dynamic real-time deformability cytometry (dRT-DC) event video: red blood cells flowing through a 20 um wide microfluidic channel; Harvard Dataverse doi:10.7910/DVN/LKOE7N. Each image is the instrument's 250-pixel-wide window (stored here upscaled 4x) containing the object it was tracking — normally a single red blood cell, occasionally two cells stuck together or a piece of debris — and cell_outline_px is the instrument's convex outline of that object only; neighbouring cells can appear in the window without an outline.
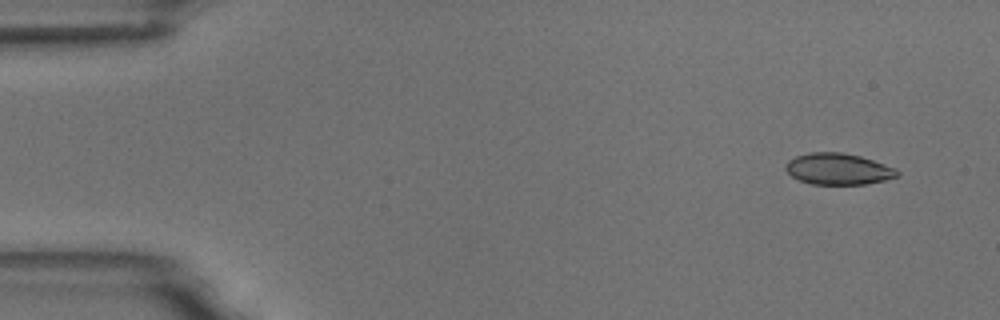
{"species": "common noctule bat (a hibernating species)", "species_latin": "Nyctalus noctula", "temperature_condition": "room temperature", "stored_images_in_passage": 9, "camera_frame_rate_fps": 3000, "um_per_image_px": 0.085, "animal": {"sex": "male", "body_mass_g": 18.8}, "frame": {"image": 1, "passage_image": 1, "time_ms": 0.0, "image_size_px": [1000, 320], "cell_outline_px": [[900, 176], [884, 180], [864, 184], [812, 184], [800, 180], [792, 176], [784, 168], [784, 164], [788, 160], [796, 156], [808, 152], [840, 152], [860, 156], [896, 168], [900, 172]], "centroid_in_image_um": [71.24, 14.36], "position_along_channel_um": 13.8, "area_um2": 20.4}}
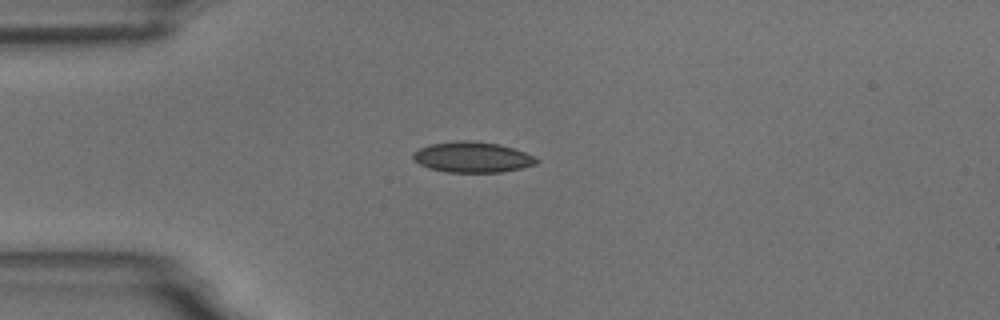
{"frame": {"image": 2, "passage_image": 4, "time_ms": 3.333, "image_size_px": [1000, 320], "cell_outline_px": [[540, 160], [536, 164], [520, 168], [500, 172], [448, 172], [428, 168], [420, 164], [412, 156], [412, 152], [428, 144], [456, 140], [464, 140], [500, 144], [524, 152]], "centroid_in_image_um": [40.12, 13.35], "position_along_channel_um": 44.9, "area_um2": 21.91}}